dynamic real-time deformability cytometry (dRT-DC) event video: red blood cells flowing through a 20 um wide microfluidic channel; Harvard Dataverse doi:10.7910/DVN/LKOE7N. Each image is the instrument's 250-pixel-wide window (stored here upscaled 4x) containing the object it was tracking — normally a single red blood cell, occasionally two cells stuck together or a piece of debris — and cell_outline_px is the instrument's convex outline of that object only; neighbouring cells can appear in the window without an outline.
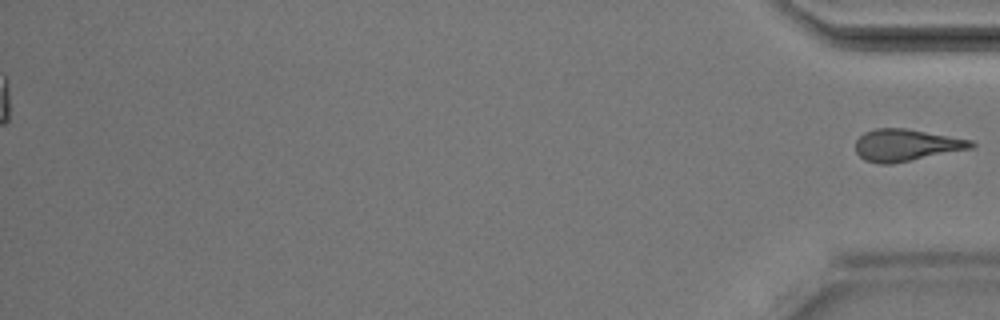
{"species": "Egyptian fruit bat (a non-hibernating species)", "species_latin": "Rousettus aegyptiacus", "temperature_condition": "room temperature", "stored_images_in_passage": 30, "segment_of_instrument_passage": [2, 2], "camera_frame_rate_fps": 3000, "um_per_image_px": 0.085, "animal": {"sex": "male"}, "frame": {"image": 1, "passage_image": 30, "time_ms": 9.667, "image_size_px": [1000, 320], "cell_outline_px": [[976, 144], [972, 148], [892, 164], [880, 164], [864, 160], [856, 152], [856, 140], [864, 132], [876, 128], [904, 128], [972, 140]], "centroid_in_image_um": [77.0, 12.34], "position_along_channel_um": 358.2, "area_um2": 21.39}}